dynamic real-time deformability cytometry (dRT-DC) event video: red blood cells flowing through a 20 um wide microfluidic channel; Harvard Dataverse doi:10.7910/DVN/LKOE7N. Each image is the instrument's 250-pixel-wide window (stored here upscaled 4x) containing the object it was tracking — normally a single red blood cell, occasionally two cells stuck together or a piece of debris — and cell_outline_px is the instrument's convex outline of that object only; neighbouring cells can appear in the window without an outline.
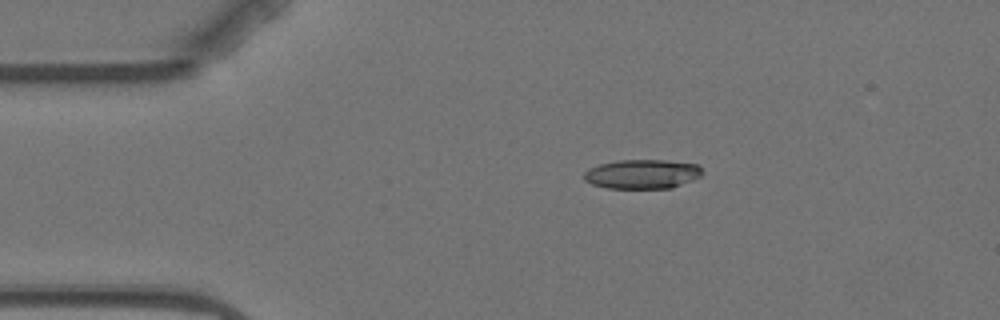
{"species": "Egyptian fruit bat (a non-hibernating species)", "species_latin": "Rousettus aegyptiacus", "temperature_condition": "warm", "stored_images_in_passage": 6, "camera_frame_rate_fps": 3000, "um_per_image_px": 0.085, "animal": {"sex": "female"}, "frame": {"image": 1, "passage_image": 3, "time_ms": 2.333, "image_size_px": [1000, 320], "cell_outline_px": [[704, 172], [700, 176], [692, 180], [672, 188], [608, 188], [592, 184], [584, 180], [584, 172], [588, 168], [600, 164], [620, 160], [664, 160], [700, 164]], "centroid_in_image_um": [54.62, 14.79], "position_along_channel_um": 30.4, "area_um2": 20.29}}
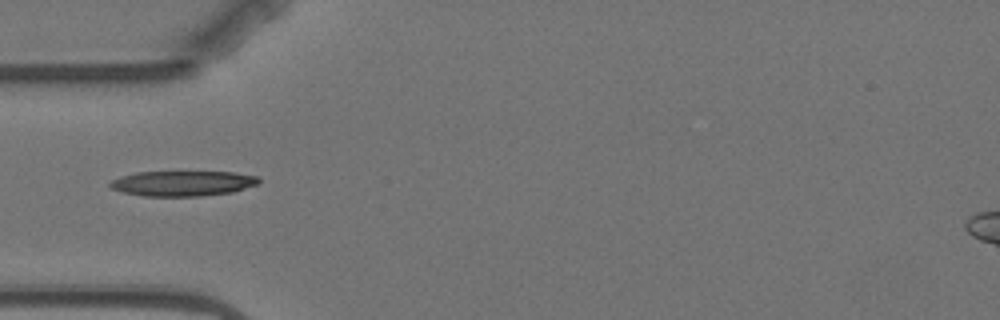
{"frame": {"image": 2, "passage_image": 5, "time_ms": 4.667, "image_size_px": [1000, 320], "cell_outline_px": [[260, 180], [256, 184], [232, 192], [200, 196], [144, 196], [124, 192], [112, 188], [108, 184], [112, 180], [120, 176], [136, 172], [232, 172], [256, 176]], "centroid_in_image_um": [15.49, 15.58], "position_along_channel_um": 69.5, "area_um2": 21.62}}
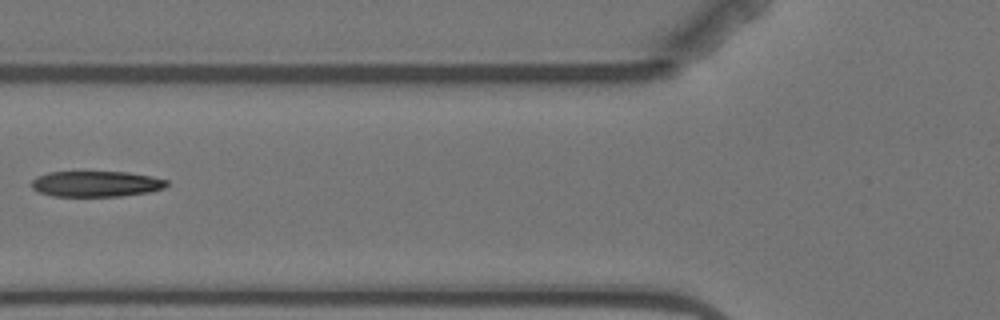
{"frame": {"image": 3, "passage_image": 6, "time_ms": 6.0, "image_size_px": [1000, 320], "cell_outline_px": [[168, 184], [164, 188], [148, 192], [120, 196], [52, 196], [40, 192], [32, 188], [32, 180], [36, 176], [48, 172], [128, 172], [152, 176], [168, 180]], "centroid_in_image_um": [8.17, 15.62], "position_along_channel_um": 117.6, "area_um2": 20.29}}